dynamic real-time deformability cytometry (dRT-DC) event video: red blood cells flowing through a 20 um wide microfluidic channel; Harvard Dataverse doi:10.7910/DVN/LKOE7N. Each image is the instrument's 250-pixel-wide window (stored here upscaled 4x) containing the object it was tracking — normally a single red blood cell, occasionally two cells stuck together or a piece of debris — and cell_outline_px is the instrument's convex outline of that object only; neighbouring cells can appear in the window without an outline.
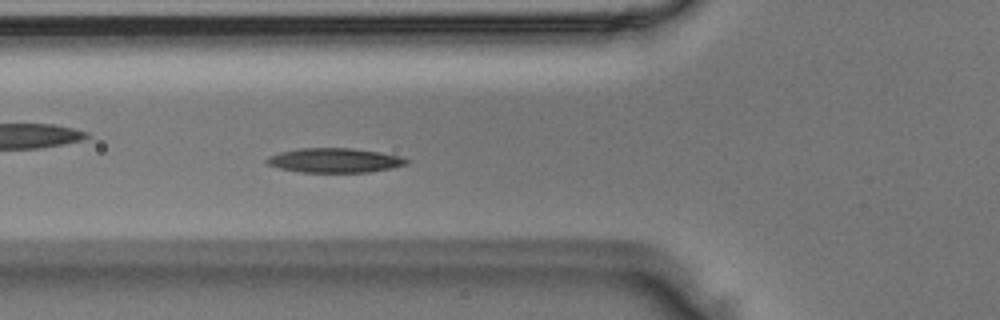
{"species": "Egyptian fruit bat (a non-hibernating species)", "species_latin": "Rousettus aegyptiacus", "temperature_condition": "room temperature", "stored_images_in_passage": 52, "camera_frame_rate_fps": 3000, "um_per_image_px": 0.085, "animal": {"sex": "male"}, "frame": {"image": 1, "passage_image": 19, "time_ms": 6.0, "image_size_px": [1000, 320], "cell_outline_px": [[408, 164], [392, 168], [368, 172], [300, 172], [280, 168], [268, 164], [264, 160], [268, 156], [280, 152], [300, 148], [352, 148], [380, 152], [400, 156], [408, 160]], "centroid_in_image_um": [28.44, 13.63], "position_along_channel_um": 97.4, "area_um2": 19.88}}
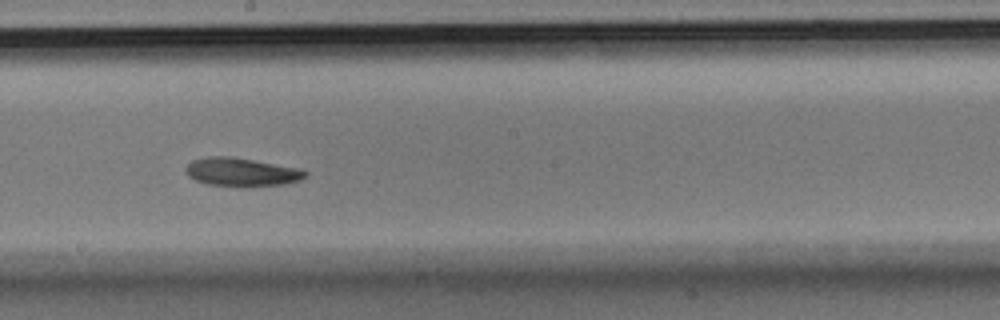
{"frame": {"image": 2, "passage_image": 29, "time_ms": 9.333, "image_size_px": [1000, 320], "cell_outline_px": [[308, 176], [300, 180], [284, 184], [244, 188], [240, 188], [208, 184], [196, 180], [188, 176], [184, 172], [184, 168], [192, 160], [208, 156], [232, 156], [300, 168], [308, 172]], "centroid_in_image_um": [20.54, 14.64], "position_along_channel_um": 227.7, "area_um2": 20.4}}
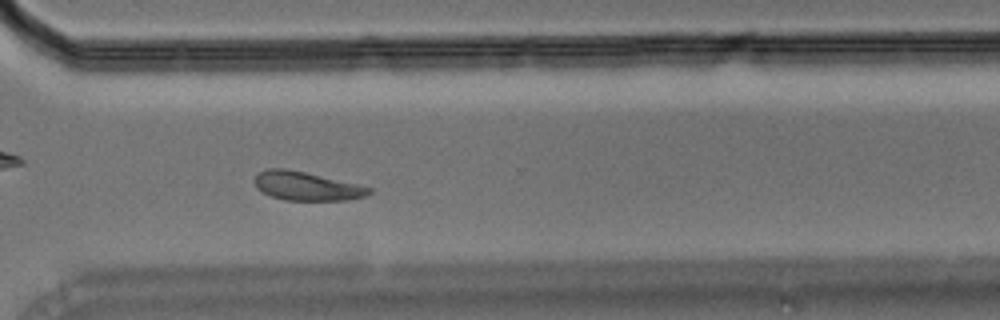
{"frame": {"image": 3, "passage_image": 38, "time_ms": 12.333, "image_size_px": [1000, 320], "cell_outline_px": [[372, 192], [368, 196], [348, 200], [284, 200], [268, 196], [256, 188], [252, 180], [256, 172], [268, 168], [284, 168], [304, 172], [356, 184], [372, 188]], "centroid_in_image_um": [25.98, 15.82], "position_along_channel_um": 344.6, "area_um2": 19.36}}